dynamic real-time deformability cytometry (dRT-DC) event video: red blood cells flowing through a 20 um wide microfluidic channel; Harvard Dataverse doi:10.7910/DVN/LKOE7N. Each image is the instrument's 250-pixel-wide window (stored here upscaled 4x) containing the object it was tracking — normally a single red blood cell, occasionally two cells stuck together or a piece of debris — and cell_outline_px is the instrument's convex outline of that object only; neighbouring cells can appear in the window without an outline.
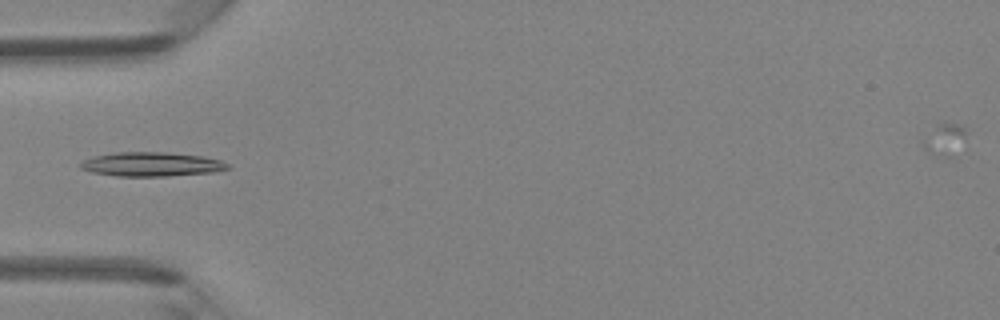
{"species": "Egyptian fruit bat (a non-hibernating species)", "species_latin": "Rousettus aegyptiacus", "temperature_condition": "room temperature", "stored_images_in_passage": 5, "camera_frame_rate_fps": 3000, "um_per_image_px": 0.085, "animal": {"sex": "female"}, "frame": {"image": 1, "passage_image": 4, "time_ms": 3.667, "image_size_px": [1000, 320], "cell_outline_px": [[232, 168], [216, 172], [168, 176], [116, 176], [92, 172], [80, 168], [80, 164], [84, 160], [96, 156], [116, 152], [164, 152], [204, 156], [220, 160], [228, 164]], "centroid_in_image_um": [12.93, 13.97], "position_along_channel_um": 72.1, "area_um2": 20.75}}
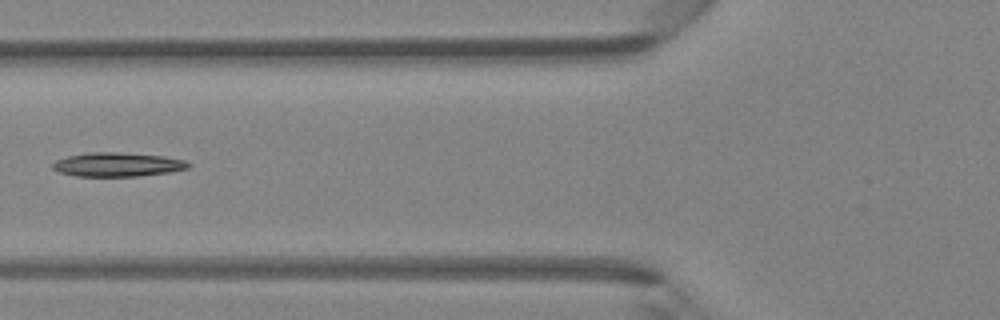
{"frame": {"image": 2, "passage_image": 5, "time_ms": 4.667, "image_size_px": [1000, 320], "cell_outline_px": [[192, 164], [188, 168], [168, 172], [140, 176], [76, 176], [60, 172], [52, 168], [52, 164], [56, 160], [68, 156], [92, 152], [112, 152], [164, 156], [184, 160]], "centroid_in_image_um": [9.99, 13.99], "position_along_channel_um": 115.8, "area_um2": 18.79}}